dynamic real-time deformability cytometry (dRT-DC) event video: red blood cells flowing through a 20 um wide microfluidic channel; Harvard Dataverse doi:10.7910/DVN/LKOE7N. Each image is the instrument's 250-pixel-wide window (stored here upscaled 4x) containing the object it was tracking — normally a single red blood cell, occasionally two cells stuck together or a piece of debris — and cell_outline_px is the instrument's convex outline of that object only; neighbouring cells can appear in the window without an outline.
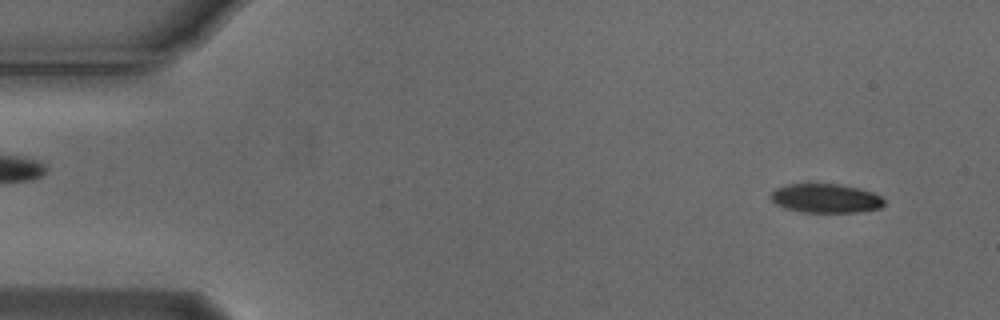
{"species": "Egyptian fruit bat (a non-hibernating species)", "species_latin": "Rousettus aegyptiacus", "temperature_condition": "cold", "stored_images_in_passage": 53, "camera_frame_rate_fps": 3000, "um_per_image_px": 0.085, "animal": {"sex": "male"}, "frame": {"image": 1, "passage_image": 3, "time_ms": 0.667, "image_size_px": [1000, 320], "cell_outline_px": [[884, 204], [880, 208], [860, 212], [804, 212], [784, 208], [776, 204], [768, 196], [776, 188], [788, 184], [840, 184], [860, 188], [872, 192], [880, 196], [884, 200]], "centroid_in_image_um": [70.18, 16.85], "position_along_channel_um": 14.8, "area_um2": 19.25}}
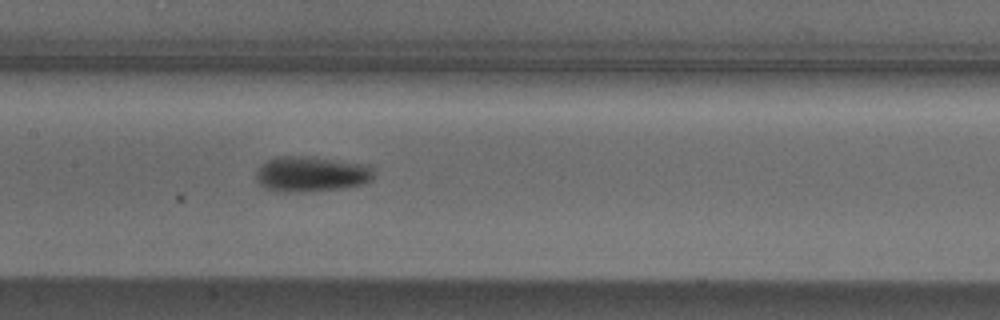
{"frame": {"image": 2, "passage_image": 25, "time_ms": 8.0, "image_size_px": [1000, 320], "cell_outline_px": [[372, 180], [364, 184], [344, 188], [284, 192], [276, 192], [264, 188], [256, 180], [256, 172], [260, 164], [276, 156], [308, 156], [372, 164]], "centroid_in_image_um": [26.45, 14.77], "position_along_channel_um": 180.9, "area_um2": 24.57}}
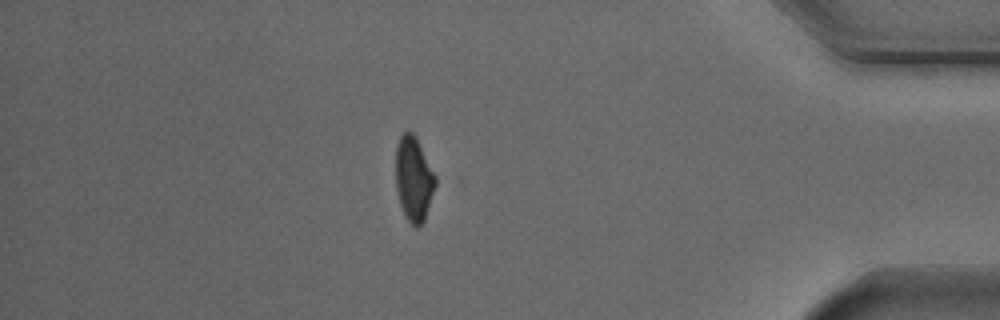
{"frame": {"image": 3, "passage_image": 46, "time_ms": 15.0, "image_size_px": [1000, 320], "cell_outline_px": [[436, 184], [424, 220], [416, 228], [408, 220], [400, 204], [396, 188], [396, 144], [400, 136], [404, 132], [412, 132], [416, 136], [436, 176]], "centroid_in_image_um": [35.16, 15.17], "position_along_channel_um": 400.0, "area_um2": 19.36}, "authors_computed_cell_mechanics": {"area_um2": 20.9814, "velocity_mm_per_s": 3.7232, "shape_relaxation_time_tau1_ms": 3.5573, "shape_relaxation_time_tau2_ms": 9.0068, "deformation_change_tau1": 0.1185, "deformation_change_tau2": 0.1337}}